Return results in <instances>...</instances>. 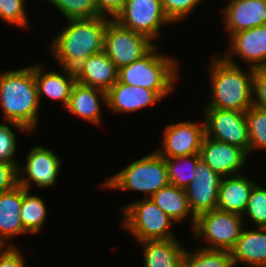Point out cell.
Wrapping results in <instances>:
<instances>
[{
	"instance_id": "1",
	"label": "cell",
	"mask_w": 266,
	"mask_h": 267,
	"mask_svg": "<svg viewBox=\"0 0 266 267\" xmlns=\"http://www.w3.org/2000/svg\"><path fill=\"white\" fill-rule=\"evenodd\" d=\"M111 19L106 16L67 19L47 47L58 66L74 71L88 57L103 52L106 27Z\"/></svg>"
},
{
	"instance_id": "19",
	"label": "cell",
	"mask_w": 266,
	"mask_h": 267,
	"mask_svg": "<svg viewBox=\"0 0 266 267\" xmlns=\"http://www.w3.org/2000/svg\"><path fill=\"white\" fill-rule=\"evenodd\" d=\"M74 73L78 83L104 92L118 81V69L104 52L88 57Z\"/></svg>"
},
{
	"instance_id": "11",
	"label": "cell",
	"mask_w": 266,
	"mask_h": 267,
	"mask_svg": "<svg viewBox=\"0 0 266 267\" xmlns=\"http://www.w3.org/2000/svg\"><path fill=\"white\" fill-rule=\"evenodd\" d=\"M26 163L18 165V185L32 191L31 184L37 188H46L57 183L62 168L58 154L49 148L33 147L25 157Z\"/></svg>"
},
{
	"instance_id": "12",
	"label": "cell",
	"mask_w": 266,
	"mask_h": 267,
	"mask_svg": "<svg viewBox=\"0 0 266 267\" xmlns=\"http://www.w3.org/2000/svg\"><path fill=\"white\" fill-rule=\"evenodd\" d=\"M162 145L155 151L163 158L199 154L204 136V120L201 124L181 121L164 127Z\"/></svg>"
},
{
	"instance_id": "33",
	"label": "cell",
	"mask_w": 266,
	"mask_h": 267,
	"mask_svg": "<svg viewBox=\"0 0 266 267\" xmlns=\"http://www.w3.org/2000/svg\"><path fill=\"white\" fill-rule=\"evenodd\" d=\"M25 5L26 0H0V20L22 29L29 28Z\"/></svg>"
},
{
	"instance_id": "17",
	"label": "cell",
	"mask_w": 266,
	"mask_h": 267,
	"mask_svg": "<svg viewBox=\"0 0 266 267\" xmlns=\"http://www.w3.org/2000/svg\"><path fill=\"white\" fill-rule=\"evenodd\" d=\"M221 12L229 36L266 24V0H229Z\"/></svg>"
},
{
	"instance_id": "26",
	"label": "cell",
	"mask_w": 266,
	"mask_h": 267,
	"mask_svg": "<svg viewBox=\"0 0 266 267\" xmlns=\"http://www.w3.org/2000/svg\"><path fill=\"white\" fill-rule=\"evenodd\" d=\"M30 192L23 187L20 218L24 229L28 233L36 234L45 224L48 211L44 199Z\"/></svg>"
},
{
	"instance_id": "20",
	"label": "cell",
	"mask_w": 266,
	"mask_h": 267,
	"mask_svg": "<svg viewBox=\"0 0 266 267\" xmlns=\"http://www.w3.org/2000/svg\"><path fill=\"white\" fill-rule=\"evenodd\" d=\"M101 101L107 105L106 92L76 81L65 110L77 118L99 126L102 122Z\"/></svg>"
},
{
	"instance_id": "25",
	"label": "cell",
	"mask_w": 266,
	"mask_h": 267,
	"mask_svg": "<svg viewBox=\"0 0 266 267\" xmlns=\"http://www.w3.org/2000/svg\"><path fill=\"white\" fill-rule=\"evenodd\" d=\"M150 199L175 223L190 216V220L193 221L191 227H194L196 216L192 213L185 189L168 185L154 193Z\"/></svg>"
},
{
	"instance_id": "4",
	"label": "cell",
	"mask_w": 266,
	"mask_h": 267,
	"mask_svg": "<svg viewBox=\"0 0 266 267\" xmlns=\"http://www.w3.org/2000/svg\"><path fill=\"white\" fill-rule=\"evenodd\" d=\"M157 44L141 59L118 70V81L154 90L162 99L170 95L179 79L178 59L162 54ZM177 59V60H176Z\"/></svg>"
},
{
	"instance_id": "18",
	"label": "cell",
	"mask_w": 266,
	"mask_h": 267,
	"mask_svg": "<svg viewBox=\"0 0 266 267\" xmlns=\"http://www.w3.org/2000/svg\"><path fill=\"white\" fill-rule=\"evenodd\" d=\"M44 64L34 63L33 72L36 80L39 101L43 95L48 96L52 100L62 103V107L66 109L73 85L76 82L75 73L72 70L60 67L63 71L57 72L45 71Z\"/></svg>"
},
{
	"instance_id": "30",
	"label": "cell",
	"mask_w": 266,
	"mask_h": 267,
	"mask_svg": "<svg viewBox=\"0 0 266 267\" xmlns=\"http://www.w3.org/2000/svg\"><path fill=\"white\" fill-rule=\"evenodd\" d=\"M249 129L250 153L254 150H266V111L252 106L245 111Z\"/></svg>"
},
{
	"instance_id": "2",
	"label": "cell",
	"mask_w": 266,
	"mask_h": 267,
	"mask_svg": "<svg viewBox=\"0 0 266 267\" xmlns=\"http://www.w3.org/2000/svg\"><path fill=\"white\" fill-rule=\"evenodd\" d=\"M40 104L33 65L0 72L3 119L23 125L31 134L39 123Z\"/></svg>"
},
{
	"instance_id": "31",
	"label": "cell",
	"mask_w": 266,
	"mask_h": 267,
	"mask_svg": "<svg viewBox=\"0 0 266 267\" xmlns=\"http://www.w3.org/2000/svg\"><path fill=\"white\" fill-rule=\"evenodd\" d=\"M16 128L18 132H24L31 134L23 125L8 122L6 124L0 123V161L7 163L18 164L16 160V147H17V138L16 133L12 128Z\"/></svg>"
},
{
	"instance_id": "6",
	"label": "cell",
	"mask_w": 266,
	"mask_h": 267,
	"mask_svg": "<svg viewBox=\"0 0 266 267\" xmlns=\"http://www.w3.org/2000/svg\"><path fill=\"white\" fill-rule=\"evenodd\" d=\"M120 210L123 215L120 226L138 243L177 238L172 231L175 222L150 198H139Z\"/></svg>"
},
{
	"instance_id": "34",
	"label": "cell",
	"mask_w": 266,
	"mask_h": 267,
	"mask_svg": "<svg viewBox=\"0 0 266 267\" xmlns=\"http://www.w3.org/2000/svg\"><path fill=\"white\" fill-rule=\"evenodd\" d=\"M203 0H161L163 9L172 23L188 18Z\"/></svg>"
},
{
	"instance_id": "16",
	"label": "cell",
	"mask_w": 266,
	"mask_h": 267,
	"mask_svg": "<svg viewBox=\"0 0 266 267\" xmlns=\"http://www.w3.org/2000/svg\"><path fill=\"white\" fill-rule=\"evenodd\" d=\"M107 105L111 113L131 114L161 101L154 91L117 81L107 92Z\"/></svg>"
},
{
	"instance_id": "27",
	"label": "cell",
	"mask_w": 266,
	"mask_h": 267,
	"mask_svg": "<svg viewBox=\"0 0 266 267\" xmlns=\"http://www.w3.org/2000/svg\"><path fill=\"white\" fill-rule=\"evenodd\" d=\"M181 267H235L230 251L197 247L194 251L185 249Z\"/></svg>"
},
{
	"instance_id": "7",
	"label": "cell",
	"mask_w": 266,
	"mask_h": 267,
	"mask_svg": "<svg viewBox=\"0 0 266 267\" xmlns=\"http://www.w3.org/2000/svg\"><path fill=\"white\" fill-rule=\"evenodd\" d=\"M243 221V215L214 209L196 217L192 235L195 241L205 239L201 248L231 251L246 227Z\"/></svg>"
},
{
	"instance_id": "13",
	"label": "cell",
	"mask_w": 266,
	"mask_h": 267,
	"mask_svg": "<svg viewBox=\"0 0 266 267\" xmlns=\"http://www.w3.org/2000/svg\"><path fill=\"white\" fill-rule=\"evenodd\" d=\"M229 46L222 57L235 63V56L247 64V68H266V24L242 30L230 36ZM234 56H233V55Z\"/></svg>"
},
{
	"instance_id": "32",
	"label": "cell",
	"mask_w": 266,
	"mask_h": 267,
	"mask_svg": "<svg viewBox=\"0 0 266 267\" xmlns=\"http://www.w3.org/2000/svg\"><path fill=\"white\" fill-rule=\"evenodd\" d=\"M243 218H249L254 227L266 228V188L260 183H256L250 192Z\"/></svg>"
},
{
	"instance_id": "21",
	"label": "cell",
	"mask_w": 266,
	"mask_h": 267,
	"mask_svg": "<svg viewBox=\"0 0 266 267\" xmlns=\"http://www.w3.org/2000/svg\"><path fill=\"white\" fill-rule=\"evenodd\" d=\"M22 201V186L18 185L10 191L0 193V244L3 247L16 246L9 242L11 238L29 234L20 218Z\"/></svg>"
},
{
	"instance_id": "36",
	"label": "cell",
	"mask_w": 266,
	"mask_h": 267,
	"mask_svg": "<svg viewBox=\"0 0 266 267\" xmlns=\"http://www.w3.org/2000/svg\"><path fill=\"white\" fill-rule=\"evenodd\" d=\"M18 165L0 161V193L18 186Z\"/></svg>"
},
{
	"instance_id": "35",
	"label": "cell",
	"mask_w": 266,
	"mask_h": 267,
	"mask_svg": "<svg viewBox=\"0 0 266 267\" xmlns=\"http://www.w3.org/2000/svg\"><path fill=\"white\" fill-rule=\"evenodd\" d=\"M253 106L266 111V68L254 70Z\"/></svg>"
},
{
	"instance_id": "8",
	"label": "cell",
	"mask_w": 266,
	"mask_h": 267,
	"mask_svg": "<svg viewBox=\"0 0 266 267\" xmlns=\"http://www.w3.org/2000/svg\"><path fill=\"white\" fill-rule=\"evenodd\" d=\"M155 42L147 36L121 26L111 19L106 27L103 52L120 68L141 59Z\"/></svg>"
},
{
	"instance_id": "23",
	"label": "cell",
	"mask_w": 266,
	"mask_h": 267,
	"mask_svg": "<svg viewBox=\"0 0 266 267\" xmlns=\"http://www.w3.org/2000/svg\"><path fill=\"white\" fill-rule=\"evenodd\" d=\"M256 183L245 174L222 178L218 192L217 209L244 215L250 192Z\"/></svg>"
},
{
	"instance_id": "14",
	"label": "cell",
	"mask_w": 266,
	"mask_h": 267,
	"mask_svg": "<svg viewBox=\"0 0 266 267\" xmlns=\"http://www.w3.org/2000/svg\"><path fill=\"white\" fill-rule=\"evenodd\" d=\"M200 158L222 178L241 174L249 154L237 146L204 136Z\"/></svg>"
},
{
	"instance_id": "9",
	"label": "cell",
	"mask_w": 266,
	"mask_h": 267,
	"mask_svg": "<svg viewBox=\"0 0 266 267\" xmlns=\"http://www.w3.org/2000/svg\"><path fill=\"white\" fill-rule=\"evenodd\" d=\"M114 20L152 41L158 40L162 27L173 24L165 14L161 0H126Z\"/></svg>"
},
{
	"instance_id": "22",
	"label": "cell",
	"mask_w": 266,
	"mask_h": 267,
	"mask_svg": "<svg viewBox=\"0 0 266 267\" xmlns=\"http://www.w3.org/2000/svg\"><path fill=\"white\" fill-rule=\"evenodd\" d=\"M233 264L248 267H266V228L242 230L241 236L230 251Z\"/></svg>"
},
{
	"instance_id": "3",
	"label": "cell",
	"mask_w": 266,
	"mask_h": 267,
	"mask_svg": "<svg viewBox=\"0 0 266 267\" xmlns=\"http://www.w3.org/2000/svg\"><path fill=\"white\" fill-rule=\"evenodd\" d=\"M215 56L208 65L211 96L204 108L245 112L253 106L254 69L244 70L236 62Z\"/></svg>"
},
{
	"instance_id": "37",
	"label": "cell",
	"mask_w": 266,
	"mask_h": 267,
	"mask_svg": "<svg viewBox=\"0 0 266 267\" xmlns=\"http://www.w3.org/2000/svg\"><path fill=\"white\" fill-rule=\"evenodd\" d=\"M21 249L7 246L0 249V267H27Z\"/></svg>"
},
{
	"instance_id": "15",
	"label": "cell",
	"mask_w": 266,
	"mask_h": 267,
	"mask_svg": "<svg viewBox=\"0 0 266 267\" xmlns=\"http://www.w3.org/2000/svg\"><path fill=\"white\" fill-rule=\"evenodd\" d=\"M222 177L201 158L196 163L195 179L185 188L192 213L200 214L217 209L218 192Z\"/></svg>"
},
{
	"instance_id": "5",
	"label": "cell",
	"mask_w": 266,
	"mask_h": 267,
	"mask_svg": "<svg viewBox=\"0 0 266 267\" xmlns=\"http://www.w3.org/2000/svg\"><path fill=\"white\" fill-rule=\"evenodd\" d=\"M102 183L100 186L107 190L144 192V198H150L161 188L170 185L165 158L156 151L128 163Z\"/></svg>"
},
{
	"instance_id": "38",
	"label": "cell",
	"mask_w": 266,
	"mask_h": 267,
	"mask_svg": "<svg viewBox=\"0 0 266 267\" xmlns=\"http://www.w3.org/2000/svg\"><path fill=\"white\" fill-rule=\"evenodd\" d=\"M96 2L101 16L114 19L123 9L126 0H96Z\"/></svg>"
},
{
	"instance_id": "24",
	"label": "cell",
	"mask_w": 266,
	"mask_h": 267,
	"mask_svg": "<svg viewBox=\"0 0 266 267\" xmlns=\"http://www.w3.org/2000/svg\"><path fill=\"white\" fill-rule=\"evenodd\" d=\"M143 267H181L185 247L176 238L139 242Z\"/></svg>"
},
{
	"instance_id": "29",
	"label": "cell",
	"mask_w": 266,
	"mask_h": 267,
	"mask_svg": "<svg viewBox=\"0 0 266 267\" xmlns=\"http://www.w3.org/2000/svg\"><path fill=\"white\" fill-rule=\"evenodd\" d=\"M67 19L94 18L101 16L96 0H47Z\"/></svg>"
},
{
	"instance_id": "10",
	"label": "cell",
	"mask_w": 266,
	"mask_h": 267,
	"mask_svg": "<svg viewBox=\"0 0 266 267\" xmlns=\"http://www.w3.org/2000/svg\"><path fill=\"white\" fill-rule=\"evenodd\" d=\"M205 136L217 141L250 151L249 129L245 112L235 110L203 108Z\"/></svg>"
},
{
	"instance_id": "28",
	"label": "cell",
	"mask_w": 266,
	"mask_h": 267,
	"mask_svg": "<svg viewBox=\"0 0 266 267\" xmlns=\"http://www.w3.org/2000/svg\"><path fill=\"white\" fill-rule=\"evenodd\" d=\"M199 159V154L165 158L170 185L185 189L195 179V168Z\"/></svg>"
}]
</instances>
